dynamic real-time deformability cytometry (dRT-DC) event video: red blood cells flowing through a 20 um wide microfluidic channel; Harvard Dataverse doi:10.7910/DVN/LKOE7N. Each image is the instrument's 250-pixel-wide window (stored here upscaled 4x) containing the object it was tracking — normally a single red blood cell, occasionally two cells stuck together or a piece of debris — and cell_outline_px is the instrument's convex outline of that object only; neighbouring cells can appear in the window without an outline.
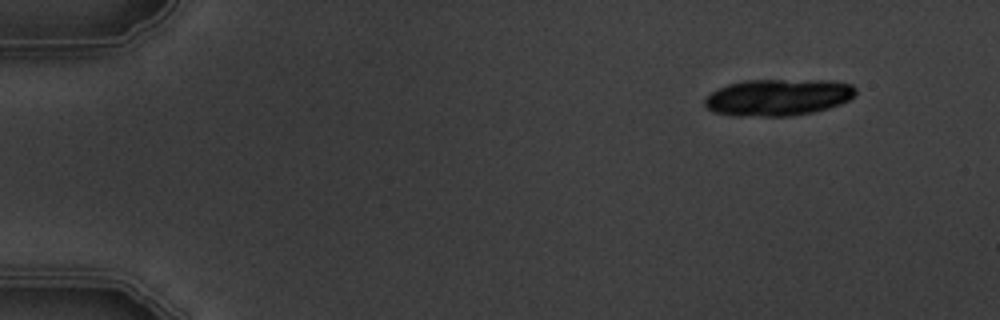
{"species": "common noctule bat (a hibernating species)", "species_latin": "Nyctalus noctula", "temperature_condition": "warm", "stored_images_in_passage": 5, "camera_frame_rate_fps": 3000, "um_per_image_px": 0.085, "animal": {"sex": "male", "body_mass_g": 19.5, "forearm_length_mm": 54.6}, "frame": {"image": 1, "passage_image": 1, "time_ms": 0.0, "image_size_px": [1000, 320], "cell_outline_px": [[856, 92], [848, 100], [840, 104], [828, 108], [812, 112], [788, 116], [736, 116], [712, 112], [704, 104], [704, 100], [716, 88], [728, 84], [744, 80], [836, 80], [852, 84], [856, 88]], "centroid_in_image_um": [66.13, 8.26], "position_along_channel_um": 18.9, "area_um2": 32.48}}
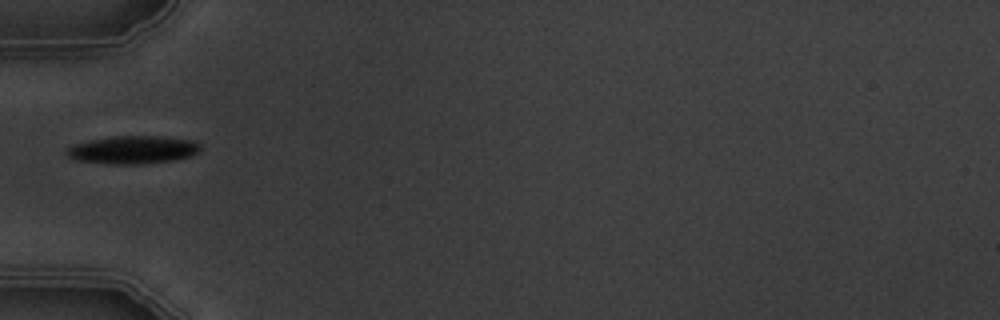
{"frame": {"image": 2, "passage_image": 5, "time_ms": 4.667, "image_size_px": [1000, 320], "cell_outline_px": [[200, 152], [192, 156], [172, 160], [136, 164], [116, 164], [76, 160], [68, 156], [68, 148], [76, 144], [88, 140], [112, 136], [164, 136], [196, 140], [200, 144]], "centroid_in_image_um": [11.38, 12.71], "position_along_channel_um": 73.6, "area_um2": 21.73}}